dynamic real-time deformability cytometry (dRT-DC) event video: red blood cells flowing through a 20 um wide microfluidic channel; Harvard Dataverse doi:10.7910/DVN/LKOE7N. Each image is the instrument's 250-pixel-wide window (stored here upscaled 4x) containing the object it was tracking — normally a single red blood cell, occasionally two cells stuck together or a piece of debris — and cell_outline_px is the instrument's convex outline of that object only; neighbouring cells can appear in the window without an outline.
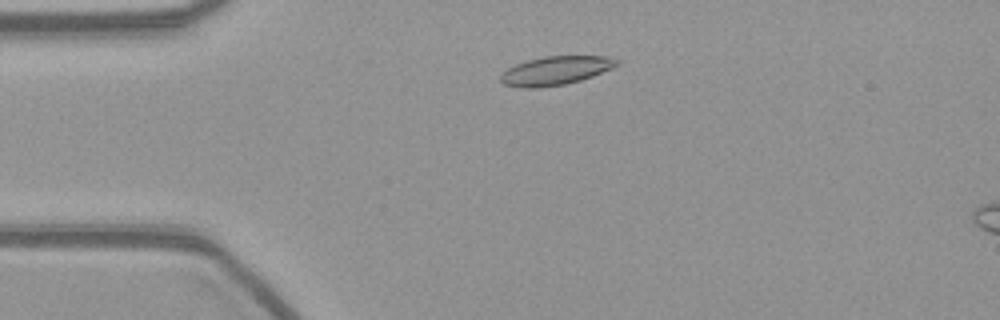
{"species": "common noctule bat (a hibernating species)", "species_latin": "Nyctalus noctula", "temperature_condition": "warm", "stored_images_in_passage": 7, "camera_frame_rate_fps": 3000, "um_per_image_px": 0.085, "animal": {"sex": "female", "body_mass_g": 21.9}, "frame": {"image": 1, "passage_image": 2, "time_ms": 0.333, "image_size_px": [1000, 320], "cell_outline_px": [[620, 64], [612, 68], [592, 76], [580, 80], [564, 84], [536, 88], [524, 88], [504, 84], [500, 80], [500, 76], [508, 68], [516, 64], [528, 60], [544, 56], [608, 56], [620, 60]], "centroid_in_image_um": [47.25, 5.99], "position_along_channel_um": 37.7, "area_um2": 19.31}}